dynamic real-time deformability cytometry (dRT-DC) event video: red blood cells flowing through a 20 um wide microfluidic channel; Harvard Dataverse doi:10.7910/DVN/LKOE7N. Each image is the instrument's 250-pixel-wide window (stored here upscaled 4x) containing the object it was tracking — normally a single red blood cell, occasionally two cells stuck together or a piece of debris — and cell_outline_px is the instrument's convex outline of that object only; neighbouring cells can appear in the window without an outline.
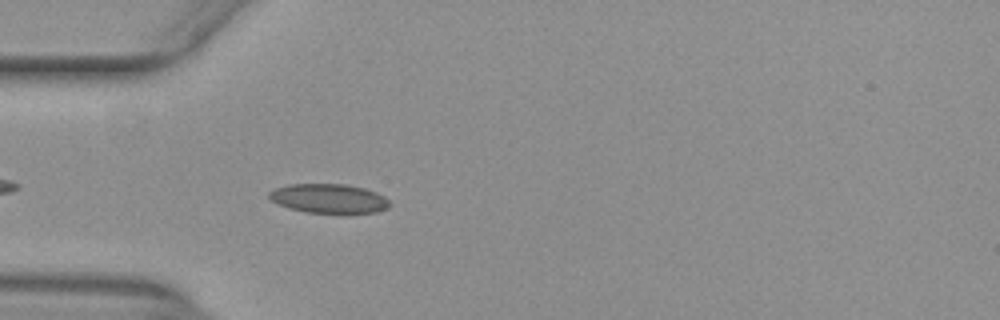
{"species": "common noctule bat (a hibernating species)", "species_latin": "Nyctalus noctula", "temperature_condition": "warm", "stored_images_in_passage": 40, "camera_frame_rate_fps": 3000, "um_per_image_px": 0.085, "animal": {"sex": "female", "body_mass_g": 29.2, "forearm_length_mm": 56.3}, "frame": {"image": 1, "passage_image": 4, "time_ms": 1.0, "image_size_px": [1000, 320], "cell_outline_px": [[392, 204], [388, 208], [376, 212], [304, 212], [288, 208], [272, 200], [268, 196], [268, 192], [276, 188], [292, 184], [344, 184], [364, 188], [376, 192], [384, 196]], "centroid_in_image_um": [27.97, 16.86], "position_along_channel_um": 57.0, "area_um2": 20.29}}
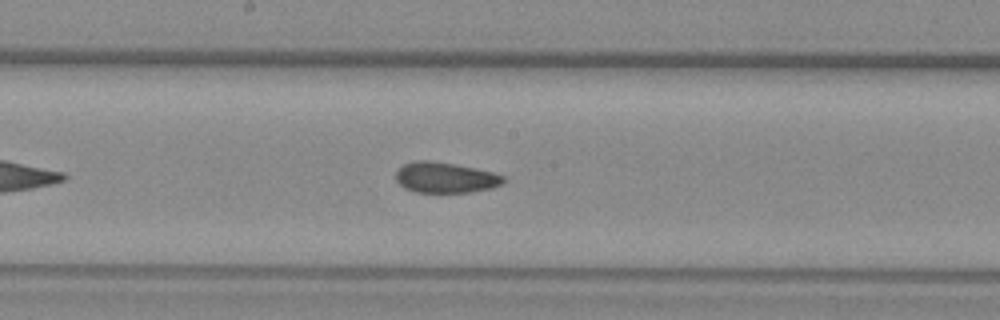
{"frame": {"image": 2, "passage_image": 16, "time_ms": 5.0, "image_size_px": [1000, 320], "cell_outline_px": [[504, 180], [500, 184], [492, 188], [472, 192], [416, 192], [404, 188], [396, 180], [396, 172], [404, 164], [420, 160], [428, 160], [452, 164], [492, 172], [504, 176]], "centroid_in_image_um": [37.83, 15.1], "position_along_channel_um": 210.4, "area_um2": 18.84}}
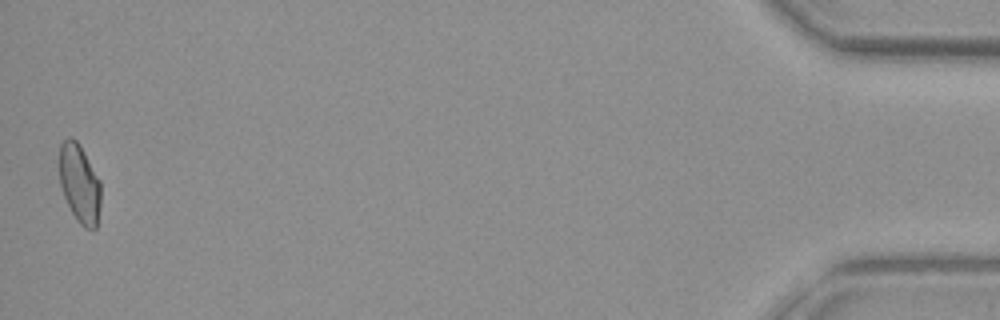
{"frame": {"image": 3, "passage_image": 40, "time_ms": 13.0, "image_size_px": [1000, 320], "cell_outline_px": [[100, 204], [96, 228], [84, 228], [76, 220], [64, 196], [60, 184], [60, 144], [68, 136], [72, 136], [80, 144], [100, 180]], "centroid_in_image_um": [6.76, 15.57], "position_along_channel_um": 428.4, "area_um2": 18.96}, "authors_computed_cell_mechanics": {"area_um2": 19.3919, "velocity_mm_per_s": 3.9588, "shape_relaxation_time_tau1_ms": null, "shape_relaxation_time_tau2_ms": 2.546, "deformation_change_tau1": null, "deformation_change_tau2": 0.071}}